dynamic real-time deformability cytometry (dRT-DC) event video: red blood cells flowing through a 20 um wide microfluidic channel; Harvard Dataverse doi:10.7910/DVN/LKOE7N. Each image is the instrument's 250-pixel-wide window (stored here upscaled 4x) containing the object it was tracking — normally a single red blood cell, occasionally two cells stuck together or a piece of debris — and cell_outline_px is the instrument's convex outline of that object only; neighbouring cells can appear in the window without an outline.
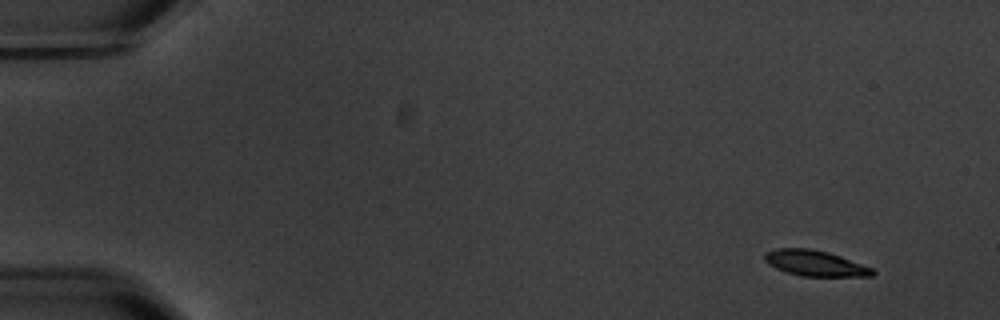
{"species": "common noctule bat (a hibernating species)", "species_latin": "Nyctalus noctula", "temperature_condition": "warm", "stored_images_in_passage": 6, "camera_frame_rate_fps": 3000, "um_per_image_px": 0.085, "animal": {"sex": "male", "body_mass_g": 20.1, "forearm_length_mm": 53.5}, "frame": {"image": 1, "passage_image": 2, "time_ms": 1.333, "image_size_px": [1000, 320], "cell_outline_px": [[876, 272], [872, 276], [800, 276], [776, 268], [768, 264], [764, 260], [764, 252], [776, 248], [812, 248], [828, 252], [840, 256], [872, 268]], "centroid_in_image_um": [69.25, 22.36], "position_along_channel_um": 15.8, "area_um2": 16.13}}
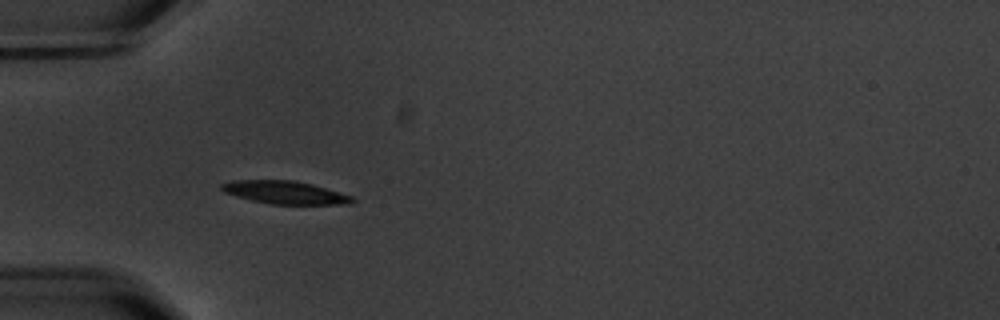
{"frame": {"image": 2, "passage_image": 6, "time_ms": 6.0, "image_size_px": [1000, 320], "cell_outline_px": [[356, 200], [348, 204], [272, 204], [252, 200], [236, 196], [224, 192], [220, 188], [220, 184], [232, 180], [296, 180], [312, 184], [352, 196]], "centroid_in_image_um": [24.2, 16.35], "position_along_channel_um": 60.8, "area_um2": 17.4}}